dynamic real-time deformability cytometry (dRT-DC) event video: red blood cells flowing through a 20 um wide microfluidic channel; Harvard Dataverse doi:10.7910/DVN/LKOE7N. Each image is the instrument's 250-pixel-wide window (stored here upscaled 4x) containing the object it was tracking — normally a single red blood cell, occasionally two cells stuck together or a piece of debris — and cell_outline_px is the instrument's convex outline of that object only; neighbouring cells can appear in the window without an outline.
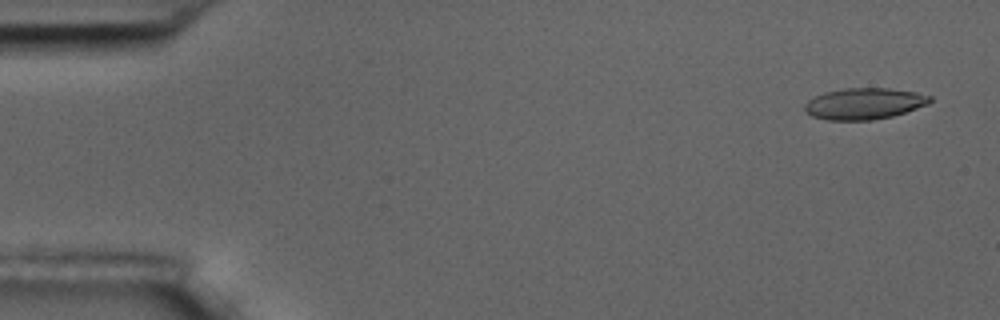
{"species": "common noctule bat (a hibernating species)", "species_latin": "Nyctalus noctula", "temperature_condition": "room temperature", "stored_images_in_passage": 5, "camera_frame_rate_fps": 3000, "um_per_image_px": 0.085, "animal": {"sex": "male", "body_mass_g": 17.5, "forearm_length_mm": 52.3}, "frame": {"image": 1, "passage_image": 1, "time_ms": 0.0, "image_size_px": [1000, 320], "cell_outline_px": [[932, 100], [928, 104], [892, 116], [872, 120], [828, 120], [812, 116], [804, 112], [804, 104], [808, 100], [824, 92], [844, 88], [888, 88], [916, 92], [932, 96]], "centroid_in_image_um": [73.43, 8.81], "position_along_channel_um": 11.6, "area_um2": 22.89}}
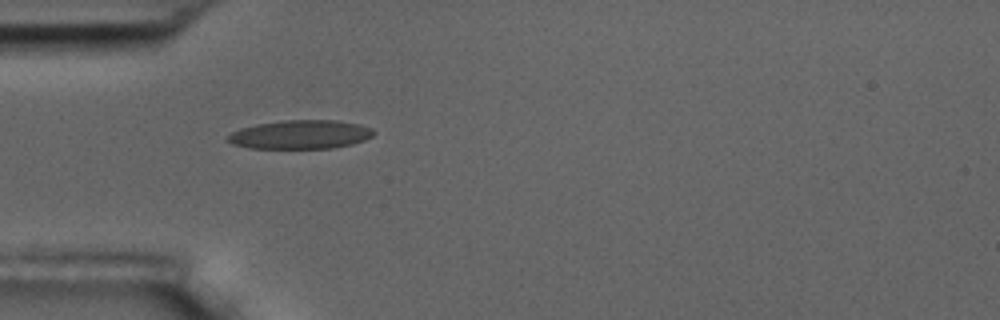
{"frame": {"image": 2, "passage_image": 5, "time_ms": 4.667, "image_size_px": [1000, 320], "cell_outline_px": [[376, 132], [372, 136], [364, 140], [352, 144], [332, 148], [248, 148], [232, 144], [228, 140], [228, 136], [232, 132], [240, 128], [256, 124], [284, 120], [336, 120], [360, 124], [372, 128]], "centroid_in_image_um": [25.55, 11.43], "position_along_channel_um": 59.4, "area_um2": 24.51}}